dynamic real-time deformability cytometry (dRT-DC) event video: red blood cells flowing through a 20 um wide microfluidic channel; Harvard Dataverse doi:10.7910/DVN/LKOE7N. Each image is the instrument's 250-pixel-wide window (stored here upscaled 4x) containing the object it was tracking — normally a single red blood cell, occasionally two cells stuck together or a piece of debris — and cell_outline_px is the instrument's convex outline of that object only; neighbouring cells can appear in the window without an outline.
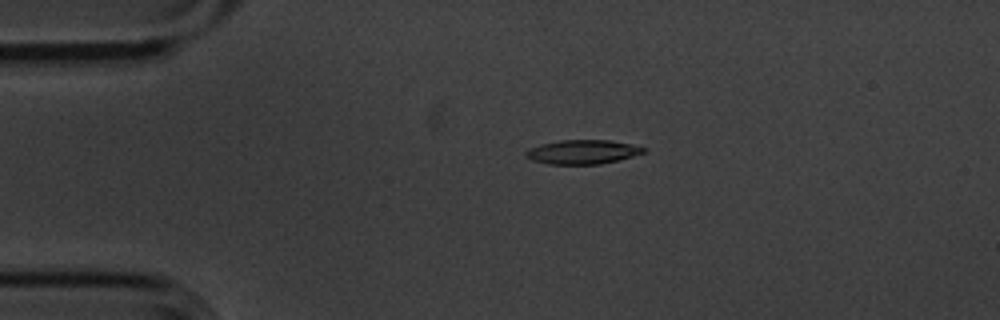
{"species": "common noctule bat (a hibernating species)", "species_latin": "Nyctalus noctula", "temperature_condition": "cold", "stored_images_in_passage": 5, "camera_frame_rate_fps": 3000, "um_per_image_px": 0.085, "animal": {"sex": "male", "body_mass_g": 20.1, "forearm_length_mm": 53.5}, "frame": {"image": 1, "passage_image": 4, "time_ms": 1.0, "image_size_px": [1000, 320], "cell_outline_px": [[648, 148], [644, 152], [632, 156], [600, 164], [548, 164], [532, 160], [524, 156], [524, 152], [528, 148], [540, 144], [560, 140], [608, 140], [632, 144]], "centroid_in_image_um": [49.47, 12.91], "position_along_channel_um": 35.5, "area_um2": 16.59}}